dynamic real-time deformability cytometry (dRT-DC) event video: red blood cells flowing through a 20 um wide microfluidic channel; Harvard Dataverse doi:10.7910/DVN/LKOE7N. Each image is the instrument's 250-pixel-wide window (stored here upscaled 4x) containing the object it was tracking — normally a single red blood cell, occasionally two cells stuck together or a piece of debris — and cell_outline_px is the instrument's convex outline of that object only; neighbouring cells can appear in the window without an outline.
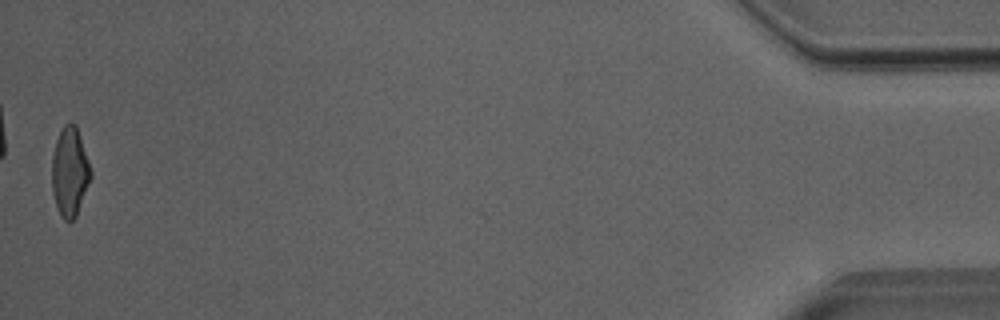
{"species": "Egyptian fruit bat (a non-hibernating species)", "species_latin": "Rousettus aegyptiacus", "temperature_condition": "room temperature", "stored_images_in_passage": 36, "camera_frame_rate_fps": 3000, "um_per_image_px": 0.085, "animal": {"sex": "male"}, "frame": {"image": 1, "passage_image": 36, "time_ms": 11.667, "image_size_px": [1000, 320], "cell_outline_px": [[92, 176], [76, 216], [72, 220], [64, 220], [60, 216], [52, 192], [52, 156], [56, 140], [64, 124], [76, 124], [92, 172]], "centroid_in_image_um": [5.93, 14.62], "position_along_channel_um": 429.3, "area_um2": 20.0}, "authors_computed_cell_mechanics": {"area_um2": 20.6924, "velocity_mm_per_s": 4.0314, "shape_relaxation_time_tau1_ms": 6.5736, "shape_relaxation_time_tau2_ms": 1.4139, "deformation_change_tau1": 0.2116, "deformation_change_tau2": 0.0773}}